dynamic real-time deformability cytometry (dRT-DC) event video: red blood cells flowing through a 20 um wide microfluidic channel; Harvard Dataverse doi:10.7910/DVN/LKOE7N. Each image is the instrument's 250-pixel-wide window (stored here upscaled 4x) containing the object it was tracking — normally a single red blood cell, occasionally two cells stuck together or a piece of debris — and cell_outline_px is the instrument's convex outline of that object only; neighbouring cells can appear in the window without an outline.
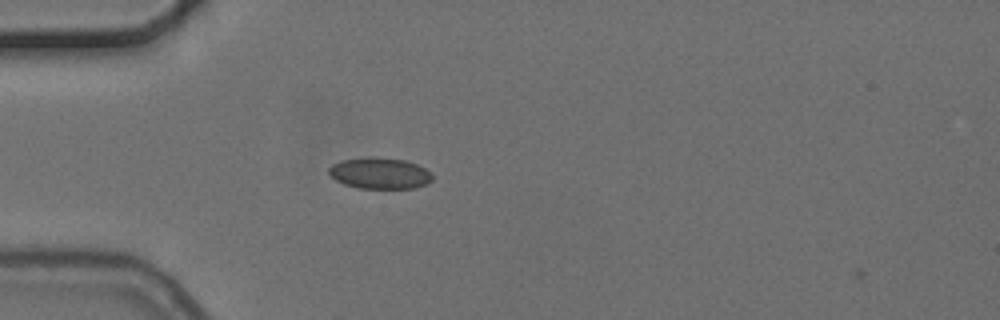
{"species": "common noctule bat (a hibernating species)", "species_latin": "Nyctalus noctula", "temperature_condition": "cold", "stored_images_in_passage": 1, "camera_frame_rate_fps": 3000, "um_per_image_px": 0.085, "animal": {"sex": "female", "body_mass_g": 24.6, "forearm_length_mm": 56.2}, "frame": {"image": 1, "passage_image": 1, "time_ms": 0.0, "image_size_px": [1000, 320], "cell_outline_px": [[432, 180], [428, 184], [412, 188], [356, 188], [344, 184], [336, 180], [328, 172], [328, 168], [332, 164], [340, 160], [368, 156], [376, 156], [404, 160], [416, 164], [432, 172]], "centroid_in_image_um": [32.27, 14.71], "position_along_channel_um": 52.7, "area_um2": 19.07}}